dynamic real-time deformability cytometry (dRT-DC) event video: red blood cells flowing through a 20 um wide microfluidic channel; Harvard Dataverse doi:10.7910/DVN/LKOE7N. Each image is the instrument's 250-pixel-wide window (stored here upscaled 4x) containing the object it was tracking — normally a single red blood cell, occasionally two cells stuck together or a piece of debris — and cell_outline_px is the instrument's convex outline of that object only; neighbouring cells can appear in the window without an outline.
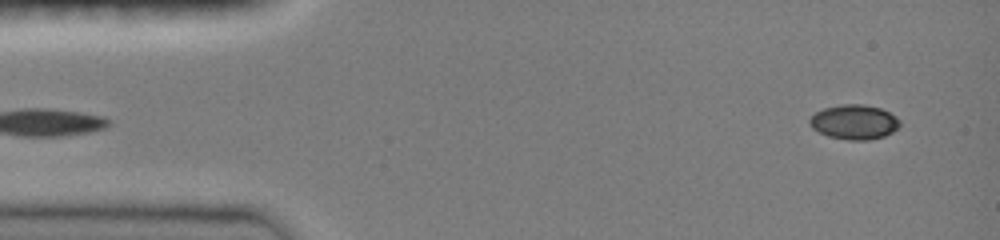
{"species": "common noctule bat (a hibernating species)", "species_latin": "Nyctalus noctula", "temperature_condition": "room temperature", "stored_images_in_passage": 45, "camera_frame_rate_fps": 3000, "um_per_image_px": 0.085, "animal": {"sex": "female", "body_mass_g": 19.0, "forearm_length_mm": 51.5}, "frame": {"image": 1, "passage_image": 1, "time_ms": 0.0, "image_size_px": [1000, 240], "cell_outline_px": [[900, 124], [892, 132], [884, 136], [868, 140], [848, 140], [828, 136], [812, 128], [808, 124], [808, 120], [816, 112], [824, 108], [840, 104], [864, 104], [880, 108], [896, 116], [900, 120]], "centroid_in_image_um": [72.59, 10.37], "position_along_channel_um": 12.4, "area_um2": 18.21}}
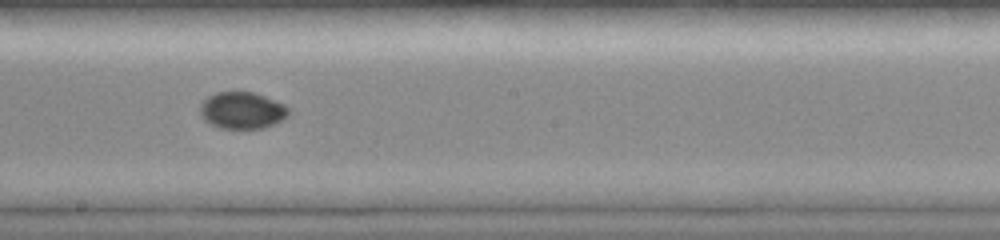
{"frame": {"image": 2, "passage_image": 24, "time_ms": 7.667, "image_size_px": [1000, 240], "cell_outline_px": [[292, 112], [288, 116], [272, 124], [260, 128], [220, 128], [204, 120], [200, 116], [200, 104], [208, 96], [216, 92], [252, 92], [264, 96], [284, 104]], "centroid_in_image_um": [20.56, 9.37], "position_along_channel_um": 227.6, "area_um2": 18.84}}
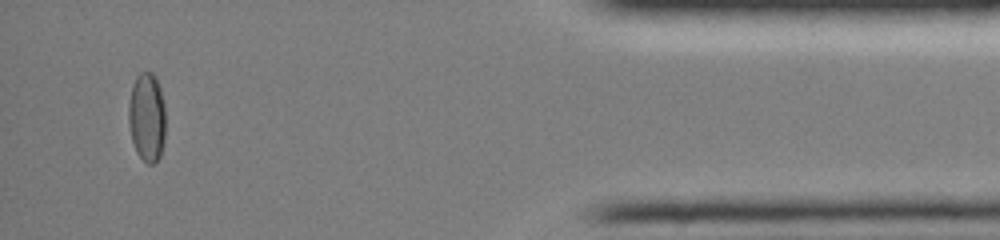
{"frame": {"image": 3, "passage_image": 42, "time_ms": 13.667, "image_size_px": [1000, 240], "cell_outline_px": [[164, 140], [160, 156], [152, 164], [148, 164], [136, 152], [132, 140], [128, 120], [128, 104], [132, 88], [136, 76], [140, 72], [152, 72], [156, 76], [160, 88], [164, 104]], "centroid_in_image_um": [12.48, 9.94], "position_along_channel_um": 422.7, "area_um2": 19.13}}